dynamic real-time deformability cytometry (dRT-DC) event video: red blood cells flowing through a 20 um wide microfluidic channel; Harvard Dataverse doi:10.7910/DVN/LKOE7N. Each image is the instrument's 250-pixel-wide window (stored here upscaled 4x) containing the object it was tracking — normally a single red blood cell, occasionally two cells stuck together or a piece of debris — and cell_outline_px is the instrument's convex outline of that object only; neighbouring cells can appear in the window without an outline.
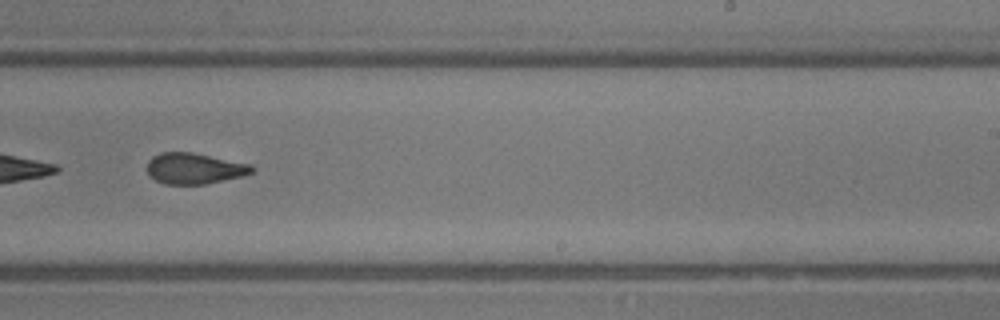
{"species": "common noctule bat (a hibernating species)", "species_latin": "Nyctalus noctula", "temperature_condition": "room temperature", "stored_images_in_passage": 34, "camera_frame_rate_fps": 3000, "um_per_image_px": 0.085, "animal": {"sex": "male", "body_mass_g": 13.3}, "frame": {"image": 1, "passage_image": 20, "time_ms": 6.333, "image_size_px": [1000, 320], "cell_outline_px": [[256, 168], [252, 172], [240, 176], [204, 184], [164, 184], [148, 176], [148, 160], [152, 156], [160, 152], [192, 152], [252, 164]], "centroid_in_image_um": [16.5, 14.31], "position_along_channel_um": 272.5, "area_um2": 18.9}}